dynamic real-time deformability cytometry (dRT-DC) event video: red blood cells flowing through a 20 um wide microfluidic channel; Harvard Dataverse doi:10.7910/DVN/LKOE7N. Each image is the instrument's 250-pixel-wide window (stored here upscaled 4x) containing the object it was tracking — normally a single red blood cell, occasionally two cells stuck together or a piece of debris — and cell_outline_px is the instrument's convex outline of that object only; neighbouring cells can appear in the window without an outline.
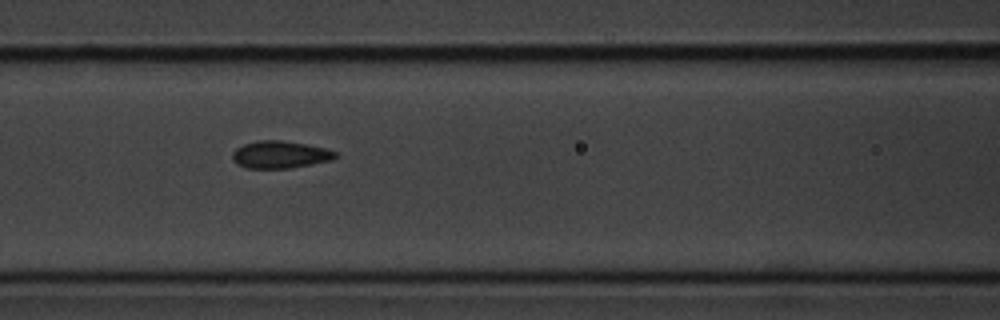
{"species": "common noctule bat (a hibernating species)", "species_latin": "Nyctalus noctula", "temperature_condition": "cold", "stored_images_in_passage": 10, "camera_frame_rate_fps": 3000, "um_per_image_px": 0.085, "animal": {"sex": "male", "body_mass_g": 20.1, "forearm_length_mm": 53.5}, "frame": {"image": 1, "passage_image": 7, "time_ms": 6.667, "image_size_px": [1000, 320], "cell_outline_px": [[340, 156], [332, 160], [288, 168], [244, 168], [236, 164], [232, 160], [232, 152], [236, 148], [244, 144], [260, 140], [280, 140], [308, 144], [324, 148], [336, 152]], "centroid_in_image_um": [23.79, 13.14], "position_along_channel_um": 142.8, "area_um2": 16.47}}
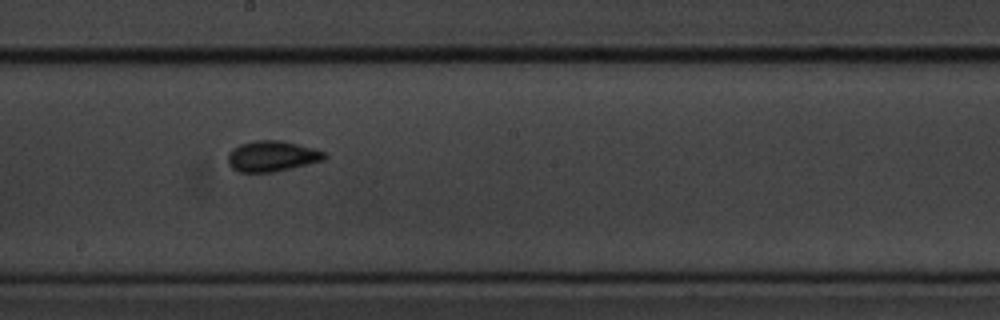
{"frame": {"image": 2, "passage_image": 9, "time_ms": 9.0, "image_size_px": [1000, 320], "cell_outline_px": [[328, 156], [324, 160], [272, 172], [240, 172], [232, 168], [228, 164], [228, 152], [232, 148], [240, 144], [252, 140], [284, 140], [312, 148], [324, 152]], "centroid_in_image_um": [23.09, 13.26], "position_along_channel_um": 225.1, "area_um2": 17.28}}
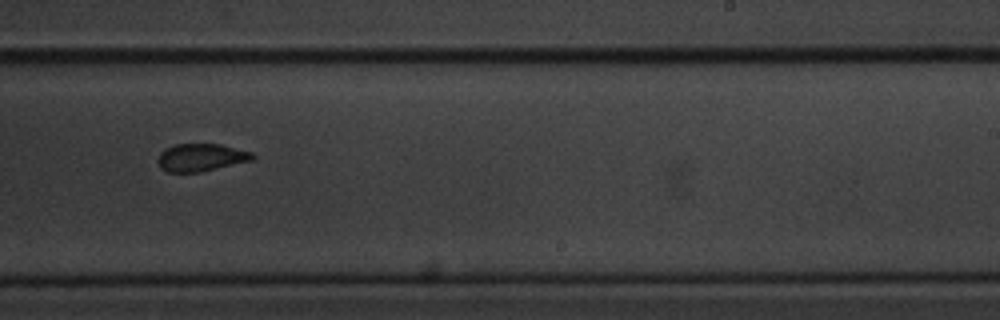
{"frame": {"image": 3, "passage_image": 10, "time_ms": 10.333, "image_size_px": [1000, 320], "cell_outline_px": [[256, 156], [252, 160], [200, 172], [168, 172], [160, 168], [156, 160], [160, 152], [164, 148], [176, 144], [220, 144], [252, 152]], "centroid_in_image_um": [17.05, 13.38], "position_along_channel_um": 272.0, "area_um2": 15.32}}